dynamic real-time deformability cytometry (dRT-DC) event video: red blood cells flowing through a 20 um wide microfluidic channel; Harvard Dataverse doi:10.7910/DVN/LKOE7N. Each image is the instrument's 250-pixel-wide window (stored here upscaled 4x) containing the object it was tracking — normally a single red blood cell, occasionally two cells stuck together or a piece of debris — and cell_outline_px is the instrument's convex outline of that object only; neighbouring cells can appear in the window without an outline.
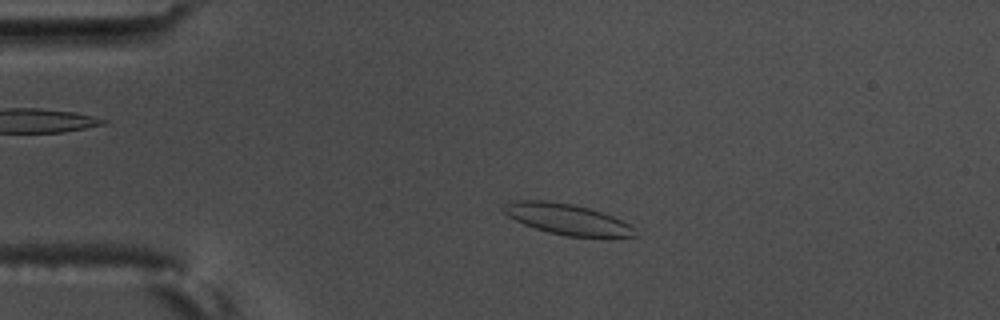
{"species": "common noctule bat (a hibernating species)", "species_latin": "Nyctalus noctula", "temperature_condition": "warm", "stored_images_in_passage": 55, "camera_frame_rate_fps": 3000, "um_per_image_px": 0.085, "animal": {"sex": "male", "body_mass_g": 17.5, "forearm_length_mm": 52.3}, "frame": {"image": 1, "passage_image": 10, "time_ms": 3.0, "image_size_px": [1000, 320], "cell_outline_px": [[640, 236], [608, 240], [564, 236], [548, 232], [524, 224], [508, 216], [500, 208], [504, 204], [512, 200], [544, 200], [572, 204], [588, 208], [612, 216], [632, 224]], "centroid_in_image_um": [48.33, 18.69], "position_along_channel_um": 36.7, "area_um2": 24.57}}
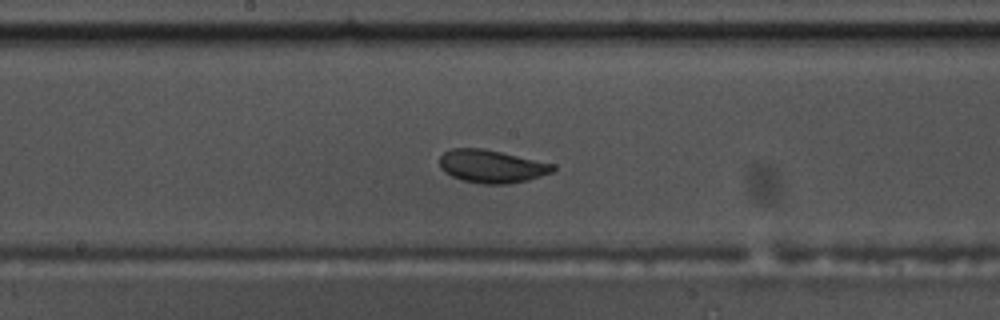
{"frame": {"image": 2, "passage_image": 28, "time_ms": 9.0, "image_size_px": [1000, 320], "cell_outline_px": [[556, 168], [552, 172], [528, 180], [508, 184], [484, 184], [460, 180], [444, 172], [440, 168], [440, 156], [444, 152], [452, 148], [484, 148], [556, 164]], "centroid_in_image_um": [41.79, 14.13], "position_along_channel_um": 206.4, "area_um2": 21.96}}
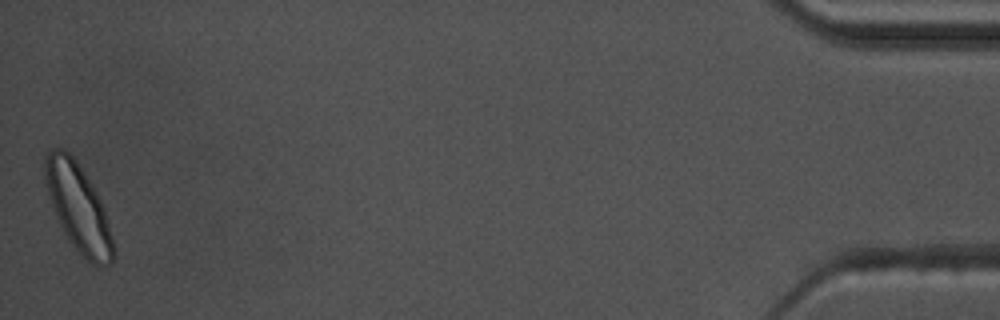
{"frame": {"image": 3, "passage_image": 55, "time_ms": 18.0, "image_size_px": [1000, 320], "cell_outline_px": [[116, 252], [112, 264], [92, 264], [68, 240], [56, 216], [48, 192], [44, 176], [44, 160], [48, 152], [52, 148], [64, 148], [72, 156], [88, 180], [100, 200], [104, 208], [116, 248]], "centroid_in_image_um": [6.67, 17.67], "position_along_channel_um": 428.5, "area_um2": 34.16}, "authors_computed_cell_mechanics": {"area_um2": 22.9466, "velocity_mm_per_s": 3.5018, "shape_relaxation_time_tau1_ms": 2.9783, "shape_relaxation_time_tau2_ms": 1.0484, "deformation_change_tau1": 0.1032, "deformation_change_tau2": 0.0491}}